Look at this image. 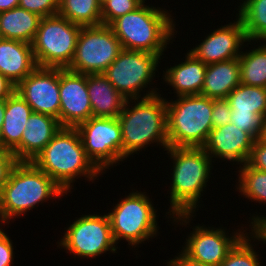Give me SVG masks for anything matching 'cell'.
<instances>
[{"instance_id":"6da1fadb","label":"cell","mask_w":266,"mask_h":266,"mask_svg":"<svg viewBox=\"0 0 266 266\" xmlns=\"http://www.w3.org/2000/svg\"><path fill=\"white\" fill-rule=\"evenodd\" d=\"M165 151L171 161L172 177H168L170 186L166 193L170 195L167 196L170 205L164 214L170 226L172 216L196 214L199 208L205 207L201 197L209 190L207 183L213 177L212 171L217 164L203 148L169 146Z\"/></svg>"},{"instance_id":"7a4b0ae2","label":"cell","mask_w":266,"mask_h":266,"mask_svg":"<svg viewBox=\"0 0 266 266\" xmlns=\"http://www.w3.org/2000/svg\"><path fill=\"white\" fill-rule=\"evenodd\" d=\"M146 2L148 1H144L134 11L118 17L109 26L121 43L122 49L166 57L164 52H168L169 44H174V38L180 34L176 28L179 24L171 13L173 10H167L166 6L159 7L161 4L152 5Z\"/></svg>"},{"instance_id":"3957f363","label":"cell","mask_w":266,"mask_h":266,"mask_svg":"<svg viewBox=\"0 0 266 266\" xmlns=\"http://www.w3.org/2000/svg\"><path fill=\"white\" fill-rule=\"evenodd\" d=\"M123 147L122 162L151 146L165 151L167 136V103L160 94L145 98L127 99L118 115ZM153 145V146H152ZM125 160V161H124Z\"/></svg>"},{"instance_id":"277c9868","label":"cell","mask_w":266,"mask_h":266,"mask_svg":"<svg viewBox=\"0 0 266 266\" xmlns=\"http://www.w3.org/2000/svg\"><path fill=\"white\" fill-rule=\"evenodd\" d=\"M63 197L66 192L45 172L32 162H18L0 191V225L9 228L16 218H25L27 212L46 202L55 205Z\"/></svg>"},{"instance_id":"5b68a950","label":"cell","mask_w":266,"mask_h":266,"mask_svg":"<svg viewBox=\"0 0 266 266\" xmlns=\"http://www.w3.org/2000/svg\"><path fill=\"white\" fill-rule=\"evenodd\" d=\"M32 163L45 172L68 196L78 180L95 184L103 173L86 155L76 128L61 127ZM80 178V179H79ZM74 185V186H73ZM69 193V194H68Z\"/></svg>"},{"instance_id":"8992f818","label":"cell","mask_w":266,"mask_h":266,"mask_svg":"<svg viewBox=\"0 0 266 266\" xmlns=\"http://www.w3.org/2000/svg\"><path fill=\"white\" fill-rule=\"evenodd\" d=\"M128 195L117 199L107 214L113 238L118 244L121 240L128 242L129 250H138L141 244H147L157 238L161 228L158 224L159 211L155 203L144 189L132 188ZM153 201V202H152ZM137 247V248H136Z\"/></svg>"},{"instance_id":"52a82bcc","label":"cell","mask_w":266,"mask_h":266,"mask_svg":"<svg viewBox=\"0 0 266 266\" xmlns=\"http://www.w3.org/2000/svg\"><path fill=\"white\" fill-rule=\"evenodd\" d=\"M167 136L170 147L202 148L212 126L213 99L202 95L167 98ZM167 95V96H166ZM171 99V100H170Z\"/></svg>"},{"instance_id":"ba28073f","label":"cell","mask_w":266,"mask_h":266,"mask_svg":"<svg viewBox=\"0 0 266 266\" xmlns=\"http://www.w3.org/2000/svg\"><path fill=\"white\" fill-rule=\"evenodd\" d=\"M196 216V214H177L172 216L170 223L176 231L178 227L181 230L183 227L189 229L191 226L192 231L189 229L190 232L182 243L184 245L180 248L190 258L210 266H219L226 259L228 252L250 230L248 224H242V222L240 227L239 225L236 226L237 228L234 227L233 231L224 227L223 224L216 227L206 226L202 222L194 226L191 221H194L193 218Z\"/></svg>"},{"instance_id":"9c48e42d","label":"cell","mask_w":266,"mask_h":266,"mask_svg":"<svg viewBox=\"0 0 266 266\" xmlns=\"http://www.w3.org/2000/svg\"><path fill=\"white\" fill-rule=\"evenodd\" d=\"M163 58L164 55L122 49L103 74L126 99L150 97L163 89L157 88L158 80H154L160 77L157 73Z\"/></svg>"},{"instance_id":"30bf717a","label":"cell","mask_w":266,"mask_h":266,"mask_svg":"<svg viewBox=\"0 0 266 266\" xmlns=\"http://www.w3.org/2000/svg\"><path fill=\"white\" fill-rule=\"evenodd\" d=\"M73 220L64 227L63 236L56 243L60 250L70 253L74 260H96L103 254L119 253L120 246L118 247L113 238L106 212L85 213Z\"/></svg>"},{"instance_id":"8fae6325","label":"cell","mask_w":266,"mask_h":266,"mask_svg":"<svg viewBox=\"0 0 266 266\" xmlns=\"http://www.w3.org/2000/svg\"><path fill=\"white\" fill-rule=\"evenodd\" d=\"M81 26L59 14L42 17L32 50L37 67H69L73 60Z\"/></svg>"},{"instance_id":"7c38bea8","label":"cell","mask_w":266,"mask_h":266,"mask_svg":"<svg viewBox=\"0 0 266 266\" xmlns=\"http://www.w3.org/2000/svg\"><path fill=\"white\" fill-rule=\"evenodd\" d=\"M76 129L86 155L103 174L122 165L123 140L117 117H90Z\"/></svg>"},{"instance_id":"4fadbf2b","label":"cell","mask_w":266,"mask_h":266,"mask_svg":"<svg viewBox=\"0 0 266 266\" xmlns=\"http://www.w3.org/2000/svg\"><path fill=\"white\" fill-rule=\"evenodd\" d=\"M121 50V43L109 25L81 27L74 57L67 69L81 74L103 73Z\"/></svg>"},{"instance_id":"5bb4252c","label":"cell","mask_w":266,"mask_h":266,"mask_svg":"<svg viewBox=\"0 0 266 266\" xmlns=\"http://www.w3.org/2000/svg\"><path fill=\"white\" fill-rule=\"evenodd\" d=\"M234 16L228 24L211 29L188 51L206 65L239 58L248 39L241 20Z\"/></svg>"},{"instance_id":"9a60e30c","label":"cell","mask_w":266,"mask_h":266,"mask_svg":"<svg viewBox=\"0 0 266 266\" xmlns=\"http://www.w3.org/2000/svg\"><path fill=\"white\" fill-rule=\"evenodd\" d=\"M15 91L33 112L52 116L59 121V68L36 67Z\"/></svg>"},{"instance_id":"2e32d148","label":"cell","mask_w":266,"mask_h":266,"mask_svg":"<svg viewBox=\"0 0 266 266\" xmlns=\"http://www.w3.org/2000/svg\"><path fill=\"white\" fill-rule=\"evenodd\" d=\"M59 97L61 127L76 128L92 117L87 74L59 68Z\"/></svg>"},{"instance_id":"e0dca14e","label":"cell","mask_w":266,"mask_h":266,"mask_svg":"<svg viewBox=\"0 0 266 266\" xmlns=\"http://www.w3.org/2000/svg\"><path fill=\"white\" fill-rule=\"evenodd\" d=\"M255 139L247 132L240 130L232 122L213 128L202 147L212 161L230 163L238 167L248 162ZM219 161V162H218Z\"/></svg>"},{"instance_id":"ac0fdd59","label":"cell","mask_w":266,"mask_h":266,"mask_svg":"<svg viewBox=\"0 0 266 266\" xmlns=\"http://www.w3.org/2000/svg\"><path fill=\"white\" fill-rule=\"evenodd\" d=\"M185 56L178 62L171 63L173 66L169 65L164 67L162 78L160 83L165 87H171L174 91V97L183 95H200L204 84L206 64L201 60L197 59L192 53L187 51L183 53ZM185 59V60H184ZM182 60V61H181ZM176 63V64H175ZM163 79V80H162ZM167 85V86H166Z\"/></svg>"},{"instance_id":"d6986e66","label":"cell","mask_w":266,"mask_h":266,"mask_svg":"<svg viewBox=\"0 0 266 266\" xmlns=\"http://www.w3.org/2000/svg\"><path fill=\"white\" fill-rule=\"evenodd\" d=\"M58 119L32 112L22 134L21 143L12 151L18 162H32L60 130Z\"/></svg>"},{"instance_id":"ffe728a7","label":"cell","mask_w":266,"mask_h":266,"mask_svg":"<svg viewBox=\"0 0 266 266\" xmlns=\"http://www.w3.org/2000/svg\"><path fill=\"white\" fill-rule=\"evenodd\" d=\"M36 67L32 44L20 40H0V73L15 86Z\"/></svg>"},{"instance_id":"44dd1931","label":"cell","mask_w":266,"mask_h":266,"mask_svg":"<svg viewBox=\"0 0 266 266\" xmlns=\"http://www.w3.org/2000/svg\"><path fill=\"white\" fill-rule=\"evenodd\" d=\"M87 91L92 117H118L126 98L123 97L103 73L87 74Z\"/></svg>"},{"instance_id":"7402d4cb","label":"cell","mask_w":266,"mask_h":266,"mask_svg":"<svg viewBox=\"0 0 266 266\" xmlns=\"http://www.w3.org/2000/svg\"><path fill=\"white\" fill-rule=\"evenodd\" d=\"M32 108L15 91L6 98L4 122L0 131V149L13 151L20 143Z\"/></svg>"},{"instance_id":"603a6c76","label":"cell","mask_w":266,"mask_h":266,"mask_svg":"<svg viewBox=\"0 0 266 266\" xmlns=\"http://www.w3.org/2000/svg\"><path fill=\"white\" fill-rule=\"evenodd\" d=\"M241 83L238 58L206 66L202 96L211 99H226L229 93Z\"/></svg>"},{"instance_id":"cb8c5ba5","label":"cell","mask_w":266,"mask_h":266,"mask_svg":"<svg viewBox=\"0 0 266 266\" xmlns=\"http://www.w3.org/2000/svg\"><path fill=\"white\" fill-rule=\"evenodd\" d=\"M41 18L38 14L20 7L0 12L2 39L20 40L32 44Z\"/></svg>"},{"instance_id":"d4e9b609","label":"cell","mask_w":266,"mask_h":266,"mask_svg":"<svg viewBox=\"0 0 266 266\" xmlns=\"http://www.w3.org/2000/svg\"><path fill=\"white\" fill-rule=\"evenodd\" d=\"M244 47L249 50L243 48L238 58L241 83L266 88V41L248 40Z\"/></svg>"},{"instance_id":"484cf974","label":"cell","mask_w":266,"mask_h":266,"mask_svg":"<svg viewBox=\"0 0 266 266\" xmlns=\"http://www.w3.org/2000/svg\"><path fill=\"white\" fill-rule=\"evenodd\" d=\"M237 1L234 9L238 12L235 14L244 26L247 39L266 41V0Z\"/></svg>"},{"instance_id":"4316f807","label":"cell","mask_w":266,"mask_h":266,"mask_svg":"<svg viewBox=\"0 0 266 266\" xmlns=\"http://www.w3.org/2000/svg\"><path fill=\"white\" fill-rule=\"evenodd\" d=\"M259 244L265 245V238L256 229H250L228 252L226 259L219 266H263V257L258 254L259 250L256 251V248H261Z\"/></svg>"},{"instance_id":"83f0119b","label":"cell","mask_w":266,"mask_h":266,"mask_svg":"<svg viewBox=\"0 0 266 266\" xmlns=\"http://www.w3.org/2000/svg\"><path fill=\"white\" fill-rule=\"evenodd\" d=\"M235 192H239L246 201L259 203L266 207V172L251 167L248 163L236 168ZM263 204V205H262Z\"/></svg>"},{"instance_id":"f1b7e54d","label":"cell","mask_w":266,"mask_h":266,"mask_svg":"<svg viewBox=\"0 0 266 266\" xmlns=\"http://www.w3.org/2000/svg\"><path fill=\"white\" fill-rule=\"evenodd\" d=\"M226 100L232 112H254L262 118L266 116V88L240 83L229 93Z\"/></svg>"},{"instance_id":"f546056e","label":"cell","mask_w":266,"mask_h":266,"mask_svg":"<svg viewBox=\"0 0 266 266\" xmlns=\"http://www.w3.org/2000/svg\"><path fill=\"white\" fill-rule=\"evenodd\" d=\"M58 14L81 27L102 24L101 5L97 0H59Z\"/></svg>"},{"instance_id":"4dcf8cb0","label":"cell","mask_w":266,"mask_h":266,"mask_svg":"<svg viewBox=\"0 0 266 266\" xmlns=\"http://www.w3.org/2000/svg\"><path fill=\"white\" fill-rule=\"evenodd\" d=\"M145 0H107L101 6L103 25H110L115 19L137 9Z\"/></svg>"},{"instance_id":"1f68e13d","label":"cell","mask_w":266,"mask_h":266,"mask_svg":"<svg viewBox=\"0 0 266 266\" xmlns=\"http://www.w3.org/2000/svg\"><path fill=\"white\" fill-rule=\"evenodd\" d=\"M233 125L240 130L249 133L255 140L262 134L263 118L254 112L237 113L232 112L230 116Z\"/></svg>"},{"instance_id":"d6a6232c","label":"cell","mask_w":266,"mask_h":266,"mask_svg":"<svg viewBox=\"0 0 266 266\" xmlns=\"http://www.w3.org/2000/svg\"><path fill=\"white\" fill-rule=\"evenodd\" d=\"M19 7L40 17H48L58 14L59 0H19Z\"/></svg>"},{"instance_id":"836d02e7","label":"cell","mask_w":266,"mask_h":266,"mask_svg":"<svg viewBox=\"0 0 266 266\" xmlns=\"http://www.w3.org/2000/svg\"><path fill=\"white\" fill-rule=\"evenodd\" d=\"M4 228L0 225V266H14V243Z\"/></svg>"},{"instance_id":"e575fe53","label":"cell","mask_w":266,"mask_h":266,"mask_svg":"<svg viewBox=\"0 0 266 266\" xmlns=\"http://www.w3.org/2000/svg\"><path fill=\"white\" fill-rule=\"evenodd\" d=\"M231 109L226 99H213L212 126L221 127L231 122Z\"/></svg>"},{"instance_id":"d590c367","label":"cell","mask_w":266,"mask_h":266,"mask_svg":"<svg viewBox=\"0 0 266 266\" xmlns=\"http://www.w3.org/2000/svg\"><path fill=\"white\" fill-rule=\"evenodd\" d=\"M251 167L266 172V141L258 138L247 162Z\"/></svg>"},{"instance_id":"8d00e7d4","label":"cell","mask_w":266,"mask_h":266,"mask_svg":"<svg viewBox=\"0 0 266 266\" xmlns=\"http://www.w3.org/2000/svg\"><path fill=\"white\" fill-rule=\"evenodd\" d=\"M17 163L18 161L11 151L0 149V191Z\"/></svg>"},{"instance_id":"74e56055","label":"cell","mask_w":266,"mask_h":266,"mask_svg":"<svg viewBox=\"0 0 266 266\" xmlns=\"http://www.w3.org/2000/svg\"><path fill=\"white\" fill-rule=\"evenodd\" d=\"M179 250V253H176L177 255L171 259L169 258L168 260H164L163 264L166 266H210L190 258L180 248Z\"/></svg>"},{"instance_id":"f35d334b","label":"cell","mask_w":266,"mask_h":266,"mask_svg":"<svg viewBox=\"0 0 266 266\" xmlns=\"http://www.w3.org/2000/svg\"><path fill=\"white\" fill-rule=\"evenodd\" d=\"M16 86L0 73V99H6L15 92Z\"/></svg>"},{"instance_id":"ab89813d","label":"cell","mask_w":266,"mask_h":266,"mask_svg":"<svg viewBox=\"0 0 266 266\" xmlns=\"http://www.w3.org/2000/svg\"><path fill=\"white\" fill-rule=\"evenodd\" d=\"M19 7V0H0V12Z\"/></svg>"},{"instance_id":"60d3db41","label":"cell","mask_w":266,"mask_h":266,"mask_svg":"<svg viewBox=\"0 0 266 266\" xmlns=\"http://www.w3.org/2000/svg\"><path fill=\"white\" fill-rule=\"evenodd\" d=\"M5 109H6V99H0V131L4 122Z\"/></svg>"},{"instance_id":"b9f144b4","label":"cell","mask_w":266,"mask_h":266,"mask_svg":"<svg viewBox=\"0 0 266 266\" xmlns=\"http://www.w3.org/2000/svg\"><path fill=\"white\" fill-rule=\"evenodd\" d=\"M260 139L266 141V116L263 118L262 134Z\"/></svg>"},{"instance_id":"7bdbcfd3","label":"cell","mask_w":266,"mask_h":266,"mask_svg":"<svg viewBox=\"0 0 266 266\" xmlns=\"http://www.w3.org/2000/svg\"><path fill=\"white\" fill-rule=\"evenodd\" d=\"M97 1L102 6L107 0H97Z\"/></svg>"}]
</instances>
